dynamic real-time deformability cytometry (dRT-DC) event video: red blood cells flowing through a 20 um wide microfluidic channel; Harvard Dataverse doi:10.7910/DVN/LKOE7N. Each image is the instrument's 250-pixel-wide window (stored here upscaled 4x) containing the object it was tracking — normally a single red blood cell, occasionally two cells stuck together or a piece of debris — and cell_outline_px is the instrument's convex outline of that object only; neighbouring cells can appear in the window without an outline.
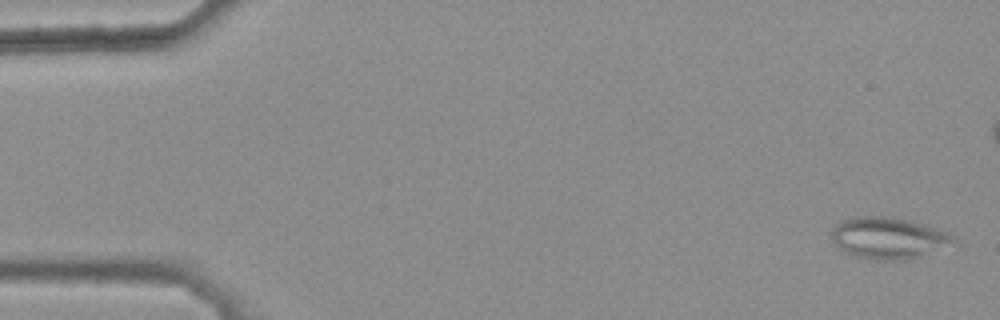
{"species": "common noctule bat (a hibernating species)", "species_latin": "Nyctalus noctula", "temperature_condition": "warm", "stored_images_in_passage": 47, "camera_frame_rate_fps": 3000, "um_per_image_px": 0.085, "animal": {"sex": "female", "body_mass_g": 25.1}, "frame": {"image": 1, "passage_image": 2, "time_ms": 0.333, "image_size_px": [1000, 320], "cell_outline_px": [[956, 240], [912, 260], [876, 260], [856, 256], [840, 248], [832, 240], [832, 228], [840, 220], [856, 216], [892, 216], [920, 224], [956, 236]], "centroid_in_image_um": [75.44, 20.22], "position_along_channel_um": 9.6, "area_um2": 28.96}}
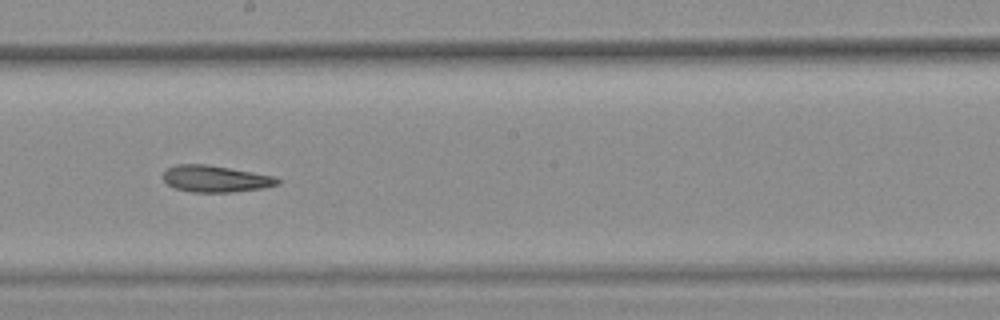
{"frame": {"image": 2, "passage_image": 30, "time_ms": 9.667, "image_size_px": [1000, 320], "cell_outline_px": [[280, 184], [264, 188], [232, 192], [192, 192], [176, 188], [168, 184], [164, 180], [164, 172], [168, 168], [176, 164], [204, 164], [276, 176], [280, 180]], "centroid_in_image_um": [18.35, 15.2], "position_along_channel_um": 229.8, "area_um2": 17.63}}
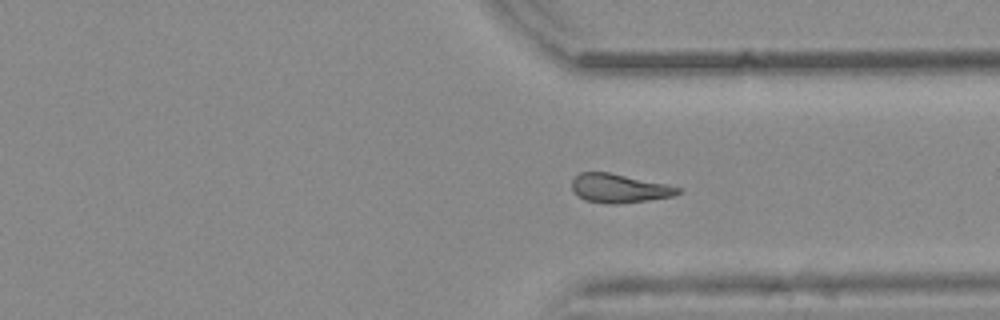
{"frame": {"image": 3, "passage_image": 40, "time_ms": 13.0, "image_size_px": [1000, 320], "cell_outline_px": [[684, 192], [672, 196], [648, 200], [620, 204], [608, 204], [584, 200], [572, 188], [572, 180], [580, 172], [608, 172], [664, 184], [680, 188]], "centroid_in_image_um": [52.63, 16.02], "position_along_channel_um": 358.8, "area_um2": 17.57}, "authors_computed_cell_mechanics": {"area_um2": 18.8428, "velocity_mm_per_s": 3.8484, "shape_relaxation_time_tau1_ms": null, "shape_relaxation_time_tau2_ms": 4.4195, "deformation_change_tau1": null, "deformation_change_tau2": 0.1391}}